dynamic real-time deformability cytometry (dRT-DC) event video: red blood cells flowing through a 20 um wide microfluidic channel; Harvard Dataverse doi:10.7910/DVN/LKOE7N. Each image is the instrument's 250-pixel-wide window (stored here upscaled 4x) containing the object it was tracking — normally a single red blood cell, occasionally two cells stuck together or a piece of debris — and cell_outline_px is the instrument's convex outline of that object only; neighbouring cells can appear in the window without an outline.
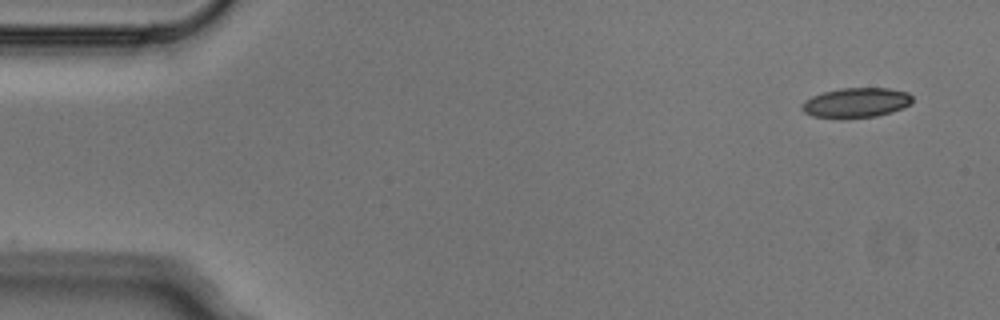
{"species": "Egyptian fruit bat (a non-hibernating species)", "species_latin": "Rousettus aegyptiacus", "temperature_condition": "cold", "stored_images_in_passage": 6, "camera_frame_rate_fps": 3000, "um_per_image_px": 0.085, "animal": {"sex": "male"}, "frame": {"image": 1, "passage_image": 1, "time_ms": 0.0, "image_size_px": [1000, 320], "cell_outline_px": [[912, 100], [904, 108], [892, 112], [876, 116], [812, 116], [804, 112], [800, 108], [804, 100], [812, 96], [824, 92], [840, 88], [888, 88], [908, 92], [912, 96]], "centroid_in_image_um": [72.79, 8.69], "position_along_channel_um": 12.2, "area_um2": 18.67}}
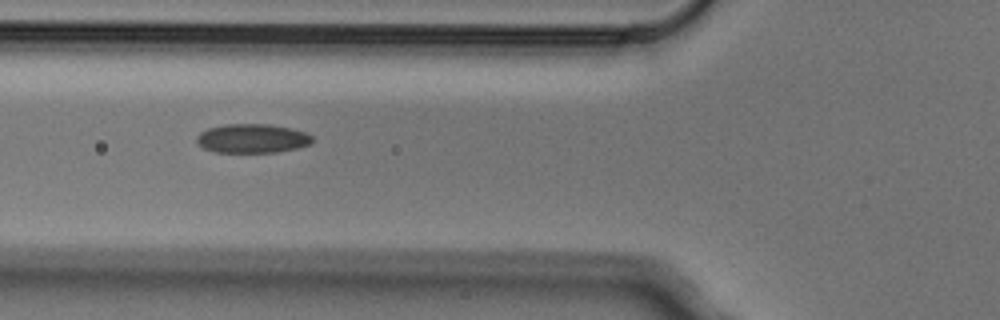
{"frame": {"image": 2, "passage_image": 5, "time_ms": 1.333, "image_size_px": [1000, 320], "cell_outline_px": [[312, 144], [296, 148], [276, 152], [212, 152], [196, 144], [196, 136], [200, 132], [208, 128], [224, 124], [268, 124], [292, 128], [308, 132], [312, 136]], "centroid_in_image_um": [21.43, 11.76], "position_along_channel_um": 104.4, "area_um2": 19.83}}
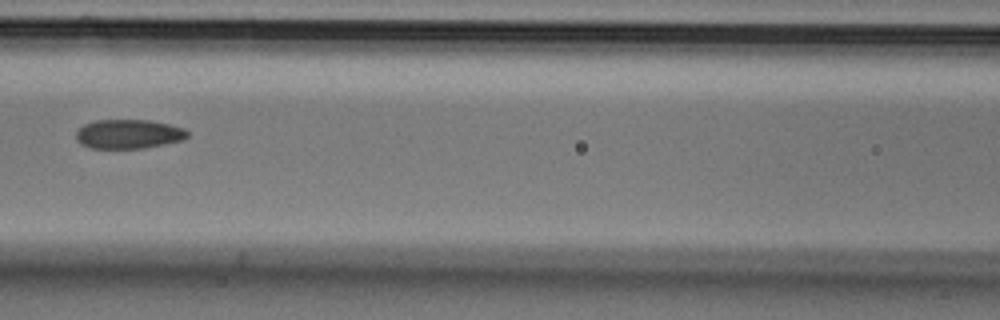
{"frame": {"image": 3, "passage_image": 6, "time_ms": 1.667, "image_size_px": [1000, 320], "cell_outline_px": [[188, 136], [184, 140], [144, 148], [88, 148], [80, 144], [76, 140], [76, 132], [84, 124], [96, 120], [148, 120], [168, 124], [184, 128], [188, 132]], "centroid_in_image_um": [10.91, 11.4], "position_along_channel_um": 155.7, "area_um2": 19.02}}